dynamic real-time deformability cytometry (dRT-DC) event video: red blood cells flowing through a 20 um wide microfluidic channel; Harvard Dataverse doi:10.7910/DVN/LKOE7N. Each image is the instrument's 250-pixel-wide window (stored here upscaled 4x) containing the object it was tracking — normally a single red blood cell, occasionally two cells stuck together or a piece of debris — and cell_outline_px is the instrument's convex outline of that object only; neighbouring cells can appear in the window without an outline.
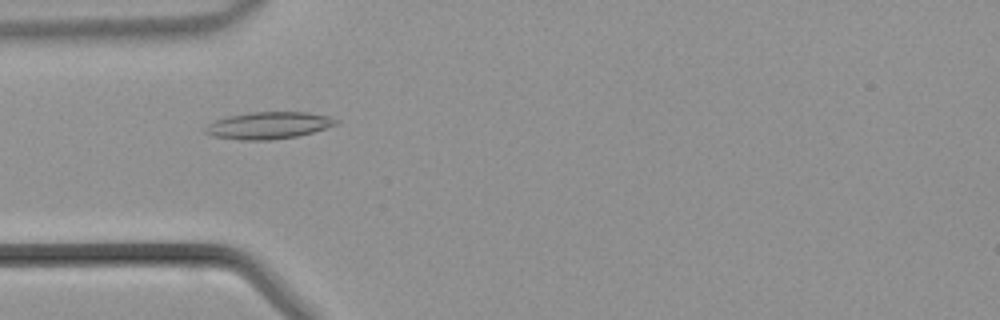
{"species": "common noctule bat (a hibernating species)", "species_latin": "Nyctalus noctula", "temperature_condition": "warm", "stored_images_in_passage": 25, "camera_frame_rate_fps": 3000, "um_per_image_px": 0.085, "animal": {"sex": "male", "body_mass_g": 21.5, "forearm_length_mm": 52.0}, "frame": {"image": 1, "passage_image": 11, "time_ms": 3.333, "image_size_px": [1000, 320], "cell_outline_px": [[340, 120], [336, 124], [312, 132], [296, 136], [272, 140], [240, 140], [212, 136], [204, 132], [204, 128], [208, 124], [216, 120], [228, 116], [252, 112], [308, 112], [328, 116]], "centroid_in_image_um": [22.8, 10.66], "position_along_channel_um": 62.2, "area_um2": 20.46}}
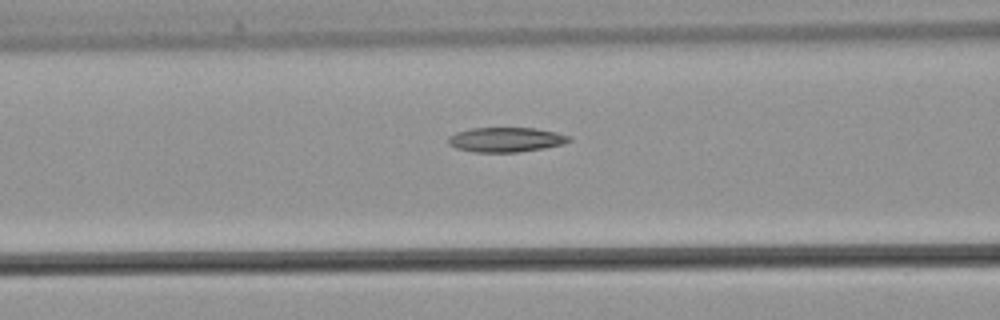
{"frame": {"image": 2, "passage_image": 15, "time_ms": 4.667, "image_size_px": [1000, 320], "cell_outline_px": [[572, 140], [564, 144], [544, 148], [516, 152], [476, 152], [456, 148], [448, 144], [448, 136], [456, 132], [472, 128], [536, 128], [556, 132], [572, 136]], "centroid_in_image_um": [43.03, 11.86], "position_along_channel_um": 123.6, "area_um2": 17.46}}